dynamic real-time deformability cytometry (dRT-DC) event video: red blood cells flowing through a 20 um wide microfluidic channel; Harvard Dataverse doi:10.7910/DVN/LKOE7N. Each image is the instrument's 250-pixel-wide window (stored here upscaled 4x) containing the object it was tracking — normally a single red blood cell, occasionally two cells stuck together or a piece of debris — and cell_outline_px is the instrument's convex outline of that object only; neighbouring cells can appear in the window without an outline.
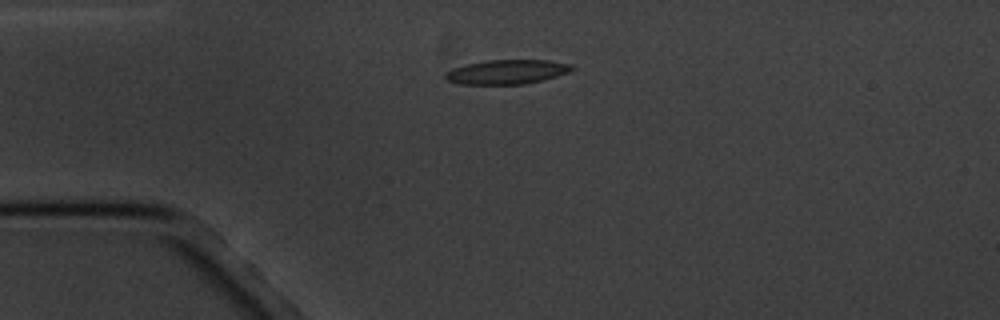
{"species": "common noctule bat (a hibernating species)", "species_latin": "Nyctalus noctula", "temperature_condition": "cold", "stored_images_in_passage": 2, "camera_frame_rate_fps": 3000, "um_per_image_px": 0.085, "animal": {"sex": "male", "body_mass_g": 20.1, "forearm_length_mm": 53.5}, "frame": {"image": 1, "passage_image": 1, "time_ms": 0.0, "image_size_px": [1000, 320], "cell_outline_px": [[576, 68], [568, 72], [556, 76], [524, 84], [460, 84], [444, 80], [444, 72], [452, 68], [468, 64], [488, 60], [548, 60], [572, 64]], "centroid_in_image_um": [43.05, 6.11], "position_along_channel_um": 41.9, "area_um2": 17.98}}